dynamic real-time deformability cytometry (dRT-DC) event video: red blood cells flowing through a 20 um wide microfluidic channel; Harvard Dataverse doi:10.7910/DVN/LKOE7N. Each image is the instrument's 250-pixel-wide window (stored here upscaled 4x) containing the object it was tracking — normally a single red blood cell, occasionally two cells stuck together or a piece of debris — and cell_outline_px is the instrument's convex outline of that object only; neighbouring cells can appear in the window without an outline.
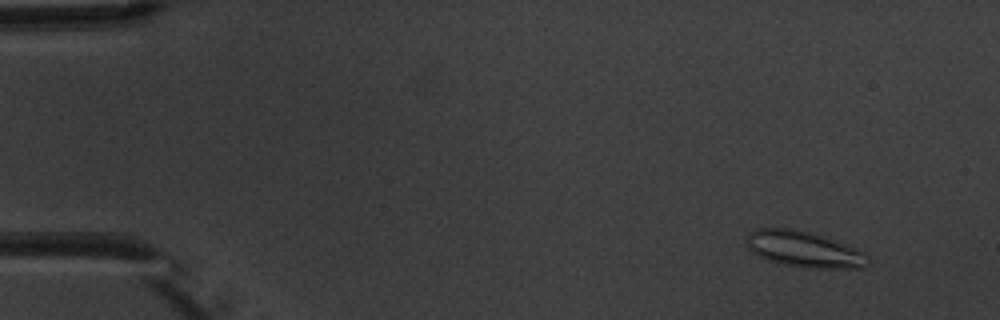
{"species": "common noctule bat (a hibernating species)", "species_latin": "Nyctalus noctula", "temperature_condition": "warm", "stored_images_in_passage": 8, "camera_frame_rate_fps": 3000, "um_per_image_px": 0.085, "animal": {"sex": "male", "body_mass_g": 20.1, "forearm_length_mm": 53.5}, "frame": {"image": 1, "passage_image": 2, "time_ms": 1.333, "image_size_px": [1000, 320], "cell_outline_px": [[868, 264], [864, 268], [808, 268], [784, 264], [768, 260], [752, 252], [748, 248], [748, 232], [756, 228], [788, 228], [808, 232], [856, 248], [864, 252], [868, 256]], "centroid_in_image_um": [68.34, 21.2], "position_along_channel_um": 16.7, "area_um2": 25.09}}
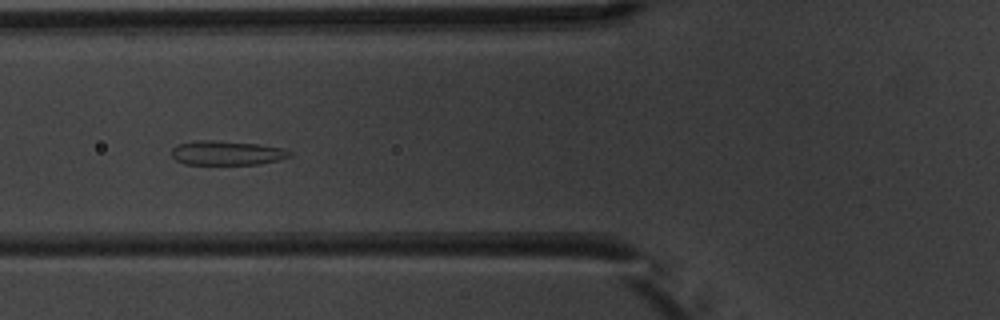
{"frame": {"image": 2, "passage_image": 6, "time_ms": 6.667, "image_size_px": [1000, 320], "cell_outline_px": [[292, 156], [280, 160], [260, 164], [184, 164], [176, 160], [172, 156], [172, 148], [176, 144], [196, 140], [212, 140], [256, 144], [284, 148], [292, 152]], "centroid_in_image_um": [19.28, 13.0], "position_along_channel_um": 106.5, "area_um2": 16.82}}
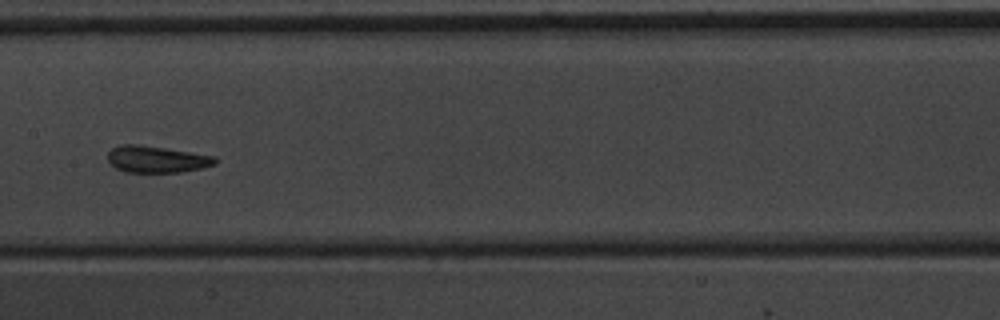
{"frame": {"image": 3, "passage_image": 8, "time_ms": 9.0, "image_size_px": [1000, 320], "cell_outline_px": [[216, 164], [204, 168], [180, 172], [124, 172], [116, 168], [108, 160], [108, 152], [112, 148], [120, 144], [140, 144], [216, 156]], "centroid_in_image_um": [13.32, 13.53], "position_along_channel_um": 194.1, "area_um2": 16.82}}